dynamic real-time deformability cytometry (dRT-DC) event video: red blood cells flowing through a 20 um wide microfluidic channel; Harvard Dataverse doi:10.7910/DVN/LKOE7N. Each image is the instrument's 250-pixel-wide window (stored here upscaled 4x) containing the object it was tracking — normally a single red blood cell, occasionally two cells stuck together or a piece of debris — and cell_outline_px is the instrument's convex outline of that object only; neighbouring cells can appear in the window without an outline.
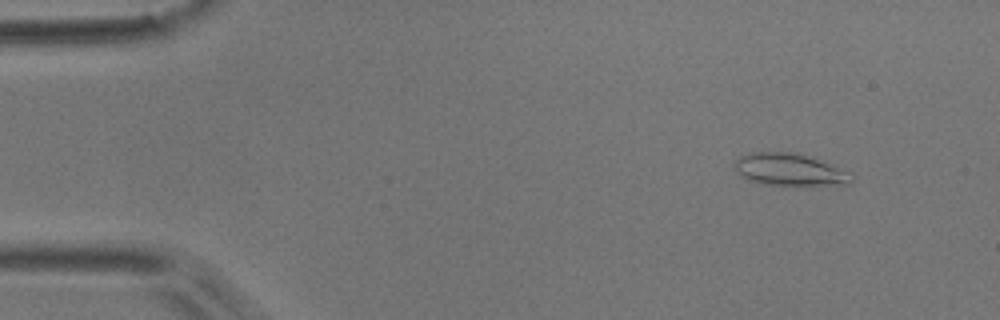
{"species": "common noctule bat (a hibernating species)", "species_latin": "Nyctalus noctula", "temperature_condition": "room temperature", "stored_images_in_passage": 5, "camera_frame_rate_fps": 3000, "um_per_image_px": 0.085, "animal": {"sex": "male", "body_mass_g": 17.9}, "frame": {"image": 1, "passage_image": 1, "time_ms": 0.0, "image_size_px": [1000, 320], "cell_outline_px": [[856, 176], [852, 184], [764, 184], [748, 180], [740, 176], [736, 172], [732, 164], [740, 156], [752, 152], [796, 152], [852, 172]], "centroid_in_image_um": [67.11, 14.41], "position_along_channel_um": 17.9, "area_um2": 21.91}}
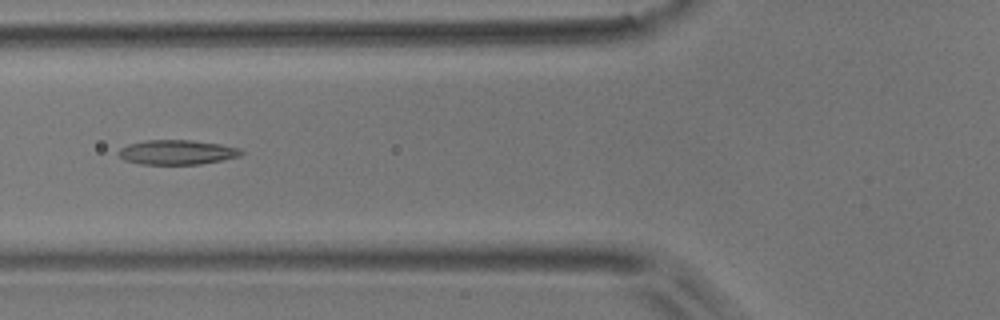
{"frame": {"image": 2, "passage_image": 5, "time_ms": 5.0, "image_size_px": [1000, 320], "cell_outline_px": [[244, 152], [240, 156], [200, 164], [140, 164], [124, 160], [116, 152], [120, 148], [128, 144], [144, 140], [192, 140], [220, 144], [240, 148]], "centroid_in_image_um": [15.02, 12.93], "position_along_channel_um": 110.8, "area_um2": 17.63}}